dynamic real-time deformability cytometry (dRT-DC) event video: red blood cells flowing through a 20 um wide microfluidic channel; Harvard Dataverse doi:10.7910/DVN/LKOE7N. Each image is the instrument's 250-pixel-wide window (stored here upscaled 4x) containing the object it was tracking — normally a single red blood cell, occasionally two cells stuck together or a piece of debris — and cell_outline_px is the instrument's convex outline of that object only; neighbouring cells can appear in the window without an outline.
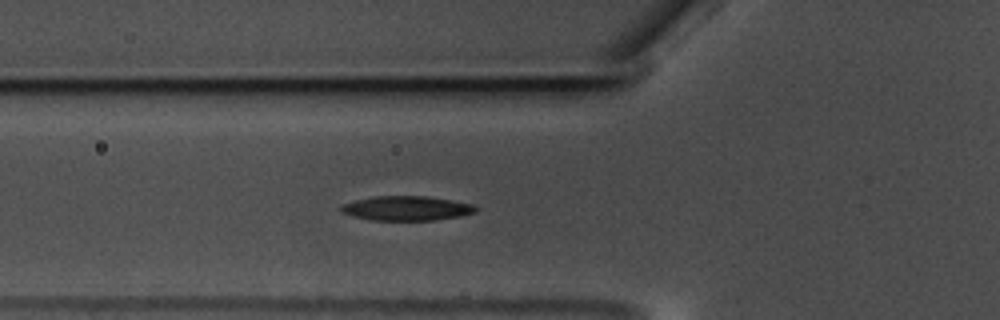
{"species": "common noctule bat (a hibernating species)", "species_latin": "Nyctalus noctula", "temperature_condition": "warm", "stored_images_in_passage": 59, "segment_of_instrument_passage": [1, 2], "camera_frame_rate_fps": 3000, "um_per_image_px": 0.085, "animal": {"sex": "male", "body_mass_g": 17.5, "forearm_length_mm": 52.3}, "frame": {"image": 1, "passage_image": 21, "time_ms": 6.667, "image_size_px": [1000, 320], "cell_outline_px": [[480, 208], [476, 212], [456, 216], [432, 220], [368, 220], [352, 216], [340, 212], [340, 208], [344, 204], [356, 200], [376, 196], [428, 196], [452, 200], [472, 204]], "centroid_in_image_um": [34.55, 17.7], "position_along_channel_um": 91.3, "area_um2": 19.13}}
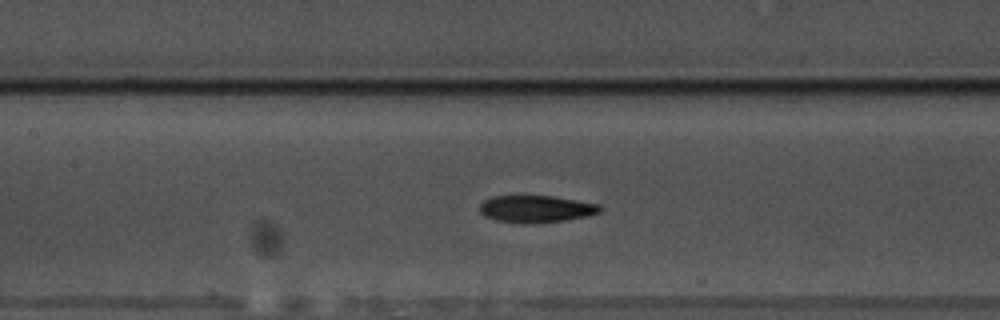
{"frame": {"image": 2, "passage_image": 27, "time_ms": 8.667, "image_size_px": [1000, 320], "cell_outline_px": [[604, 208], [600, 212], [588, 216], [564, 220], [536, 224], [516, 224], [496, 220], [484, 216], [480, 212], [480, 204], [484, 200], [492, 196], [516, 192], [552, 196], [600, 204]], "centroid_in_image_um": [45.51, 17.72], "position_along_channel_um": 161.9, "area_um2": 20.17}}
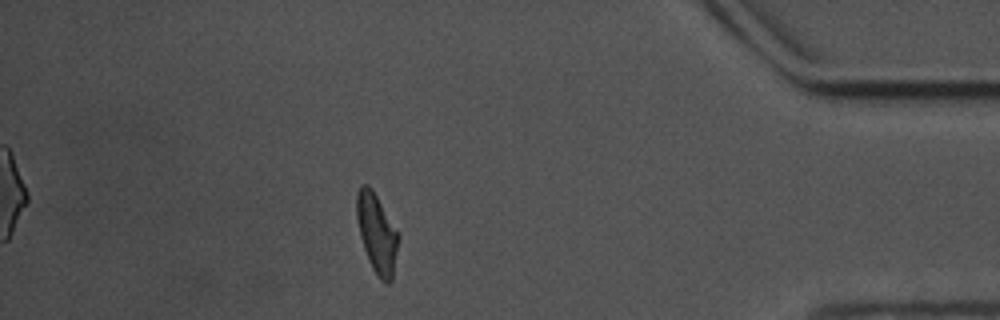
{"frame": {"image": 3, "passage_image": 51, "time_ms": 16.667, "image_size_px": [1000, 320], "cell_outline_px": [[400, 236], [392, 280], [388, 284], [380, 280], [376, 276], [368, 260], [360, 236], [356, 216], [356, 192], [360, 184], [368, 184], [372, 188], [400, 232]], "centroid_in_image_um": [32.04, 19.81], "position_along_channel_um": 403.2, "area_um2": 19.83}}